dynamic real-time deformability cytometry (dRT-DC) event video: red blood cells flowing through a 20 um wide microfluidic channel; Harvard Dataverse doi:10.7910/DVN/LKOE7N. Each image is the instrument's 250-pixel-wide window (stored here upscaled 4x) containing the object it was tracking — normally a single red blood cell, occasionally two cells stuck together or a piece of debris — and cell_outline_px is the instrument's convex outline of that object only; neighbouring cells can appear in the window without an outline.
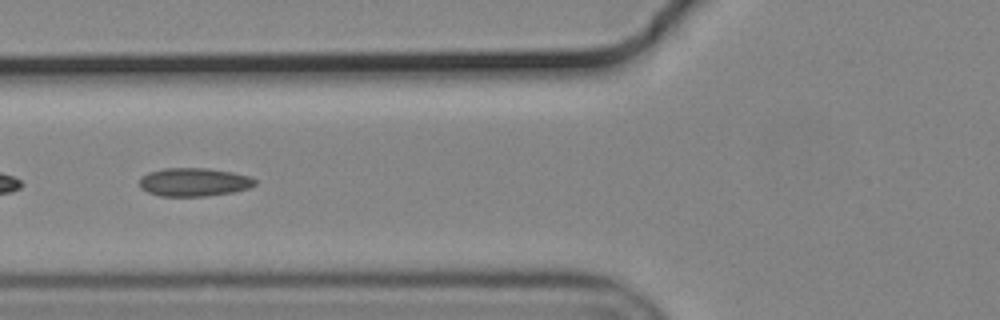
{"species": "common noctule bat (a hibernating species)", "species_latin": "Nyctalus noctula", "temperature_condition": "cold", "stored_images_in_passage": 49, "camera_frame_rate_fps": 3000, "um_per_image_px": 0.085, "animal": {"sex": "male", "body_mass_g": 19.2, "forearm_length_mm": 51.8}, "frame": {"image": 1, "passage_image": 15, "time_ms": 4.667, "image_size_px": [1000, 320], "cell_outline_px": [[256, 184], [248, 188], [232, 192], [204, 196], [160, 196], [148, 192], [140, 188], [140, 176], [148, 172], [164, 168], [208, 168], [232, 172], [248, 176], [256, 180]], "centroid_in_image_um": [16.45, 15.47], "position_along_channel_um": 109.3, "area_um2": 19.07}}
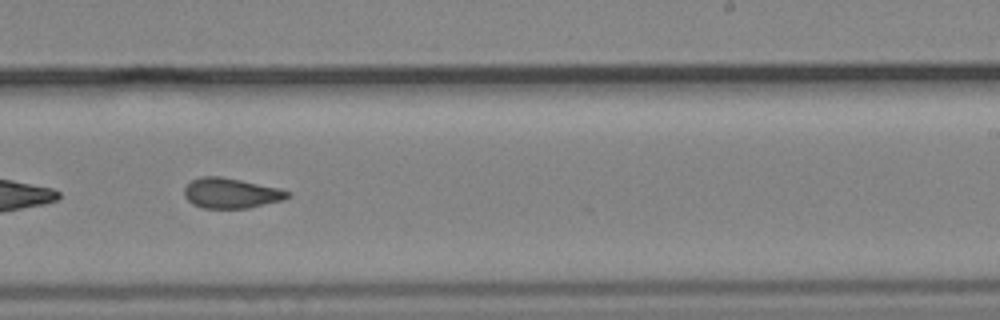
{"frame": {"image": 2, "passage_image": 28, "time_ms": 9.0, "image_size_px": [1000, 320], "cell_outline_px": [[292, 196], [284, 200], [248, 208], [200, 208], [192, 204], [184, 196], [184, 188], [192, 180], [200, 176], [220, 176], [280, 188], [292, 192]], "centroid_in_image_um": [19.66, 16.42], "position_along_channel_um": 269.3, "area_um2": 18.38}}
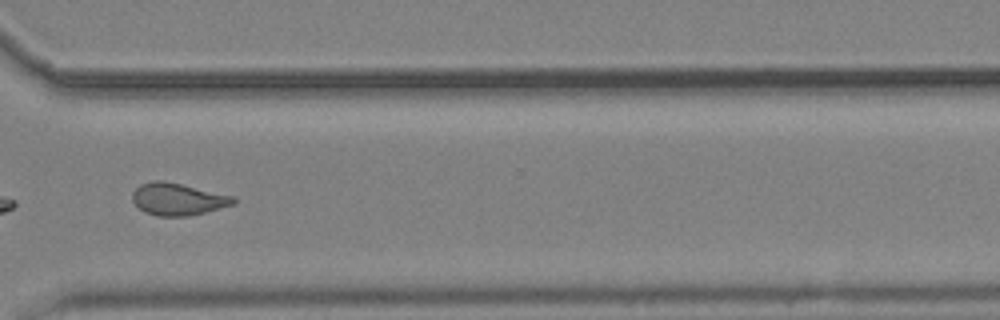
{"frame": {"image": 3, "passage_image": 35, "time_ms": 11.333, "image_size_px": [1000, 320], "cell_outline_px": [[236, 204], [188, 216], [160, 216], [144, 212], [132, 200], [132, 192], [140, 184], [152, 180], [164, 180], [232, 196], [236, 200]], "centroid_in_image_um": [15.09, 16.92], "position_along_channel_um": 355.5, "area_um2": 18.79}, "authors_computed_cell_mechanics": {"area_um2": 18.9584, "velocity_mm_per_s": 3.6868, "shape_relaxation_time_tau1_ms": null, "shape_relaxation_time_tau2_ms": 2.3172, "deformation_change_tau1": null, "deformation_change_tau2": 0.0886}}